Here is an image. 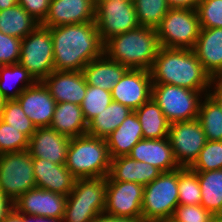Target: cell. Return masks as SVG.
<instances>
[{
	"label": "cell",
	"mask_w": 222,
	"mask_h": 222,
	"mask_svg": "<svg viewBox=\"0 0 222 222\" xmlns=\"http://www.w3.org/2000/svg\"><path fill=\"white\" fill-rule=\"evenodd\" d=\"M143 189L142 184L112 181L107 176L104 212L114 216L142 218Z\"/></svg>",
	"instance_id": "cell-12"
},
{
	"label": "cell",
	"mask_w": 222,
	"mask_h": 222,
	"mask_svg": "<svg viewBox=\"0 0 222 222\" xmlns=\"http://www.w3.org/2000/svg\"><path fill=\"white\" fill-rule=\"evenodd\" d=\"M34 188L37 185L28 150L0 154V190L14 202Z\"/></svg>",
	"instance_id": "cell-9"
},
{
	"label": "cell",
	"mask_w": 222,
	"mask_h": 222,
	"mask_svg": "<svg viewBox=\"0 0 222 222\" xmlns=\"http://www.w3.org/2000/svg\"><path fill=\"white\" fill-rule=\"evenodd\" d=\"M205 95L185 87L153 83L151 98L163 111L170 124L198 118L199 107Z\"/></svg>",
	"instance_id": "cell-6"
},
{
	"label": "cell",
	"mask_w": 222,
	"mask_h": 222,
	"mask_svg": "<svg viewBox=\"0 0 222 222\" xmlns=\"http://www.w3.org/2000/svg\"><path fill=\"white\" fill-rule=\"evenodd\" d=\"M50 1L51 0H17L18 4L40 24L46 19Z\"/></svg>",
	"instance_id": "cell-43"
},
{
	"label": "cell",
	"mask_w": 222,
	"mask_h": 222,
	"mask_svg": "<svg viewBox=\"0 0 222 222\" xmlns=\"http://www.w3.org/2000/svg\"><path fill=\"white\" fill-rule=\"evenodd\" d=\"M178 205V169L162 172L151 183L144 186L142 202L144 222L171 219Z\"/></svg>",
	"instance_id": "cell-5"
},
{
	"label": "cell",
	"mask_w": 222,
	"mask_h": 222,
	"mask_svg": "<svg viewBox=\"0 0 222 222\" xmlns=\"http://www.w3.org/2000/svg\"><path fill=\"white\" fill-rule=\"evenodd\" d=\"M178 199L180 205H199L201 189L197 172L189 167L178 168Z\"/></svg>",
	"instance_id": "cell-33"
},
{
	"label": "cell",
	"mask_w": 222,
	"mask_h": 222,
	"mask_svg": "<svg viewBox=\"0 0 222 222\" xmlns=\"http://www.w3.org/2000/svg\"><path fill=\"white\" fill-rule=\"evenodd\" d=\"M170 8L196 10L200 0H166Z\"/></svg>",
	"instance_id": "cell-45"
},
{
	"label": "cell",
	"mask_w": 222,
	"mask_h": 222,
	"mask_svg": "<svg viewBox=\"0 0 222 222\" xmlns=\"http://www.w3.org/2000/svg\"><path fill=\"white\" fill-rule=\"evenodd\" d=\"M50 127L69 138L87 134L88 124L80 105L62 102L56 103Z\"/></svg>",
	"instance_id": "cell-26"
},
{
	"label": "cell",
	"mask_w": 222,
	"mask_h": 222,
	"mask_svg": "<svg viewBox=\"0 0 222 222\" xmlns=\"http://www.w3.org/2000/svg\"><path fill=\"white\" fill-rule=\"evenodd\" d=\"M14 202H12L0 190V222L14 209Z\"/></svg>",
	"instance_id": "cell-46"
},
{
	"label": "cell",
	"mask_w": 222,
	"mask_h": 222,
	"mask_svg": "<svg viewBox=\"0 0 222 222\" xmlns=\"http://www.w3.org/2000/svg\"><path fill=\"white\" fill-rule=\"evenodd\" d=\"M39 25L19 4L0 11V31L6 35L23 39Z\"/></svg>",
	"instance_id": "cell-30"
},
{
	"label": "cell",
	"mask_w": 222,
	"mask_h": 222,
	"mask_svg": "<svg viewBox=\"0 0 222 222\" xmlns=\"http://www.w3.org/2000/svg\"><path fill=\"white\" fill-rule=\"evenodd\" d=\"M135 113L141 124L143 139L168 138L170 123L152 98Z\"/></svg>",
	"instance_id": "cell-28"
},
{
	"label": "cell",
	"mask_w": 222,
	"mask_h": 222,
	"mask_svg": "<svg viewBox=\"0 0 222 222\" xmlns=\"http://www.w3.org/2000/svg\"><path fill=\"white\" fill-rule=\"evenodd\" d=\"M168 139L180 167H190L207 141L198 119L170 124Z\"/></svg>",
	"instance_id": "cell-11"
},
{
	"label": "cell",
	"mask_w": 222,
	"mask_h": 222,
	"mask_svg": "<svg viewBox=\"0 0 222 222\" xmlns=\"http://www.w3.org/2000/svg\"><path fill=\"white\" fill-rule=\"evenodd\" d=\"M131 112L132 110L125 105L112 101L107 108L88 123L87 134L106 139Z\"/></svg>",
	"instance_id": "cell-29"
},
{
	"label": "cell",
	"mask_w": 222,
	"mask_h": 222,
	"mask_svg": "<svg viewBox=\"0 0 222 222\" xmlns=\"http://www.w3.org/2000/svg\"><path fill=\"white\" fill-rule=\"evenodd\" d=\"M197 119L206 140H222V110L208 94L201 100Z\"/></svg>",
	"instance_id": "cell-32"
},
{
	"label": "cell",
	"mask_w": 222,
	"mask_h": 222,
	"mask_svg": "<svg viewBox=\"0 0 222 222\" xmlns=\"http://www.w3.org/2000/svg\"><path fill=\"white\" fill-rule=\"evenodd\" d=\"M21 39L0 31V66L19 63Z\"/></svg>",
	"instance_id": "cell-41"
},
{
	"label": "cell",
	"mask_w": 222,
	"mask_h": 222,
	"mask_svg": "<svg viewBox=\"0 0 222 222\" xmlns=\"http://www.w3.org/2000/svg\"><path fill=\"white\" fill-rule=\"evenodd\" d=\"M128 70L126 66L111 60L106 54L90 61L82 70L87 85L111 91Z\"/></svg>",
	"instance_id": "cell-23"
},
{
	"label": "cell",
	"mask_w": 222,
	"mask_h": 222,
	"mask_svg": "<svg viewBox=\"0 0 222 222\" xmlns=\"http://www.w3.org/2000/svg\"><path fill=\"white\" fill-rule=\"evenodd\" d=\"M128 156L133 160L146 162L161 172H171L180 168L168 138L142 139L133 146Z\"/></svg>",
	"instance_id": "cell-20"
},
{
	"label": "cell",
	"mask_w": 222,
	"mask_h": 222,
	"mask_svg": "<svg viewBox=\"0 0 222 222\" xmlns=\"http://www.w3.org/2000/svg\"><path fill=\"white\" fill-rule=\"evenodd\" d=\"M201 189L200 205L213 215L222 212V169L197 172Z\"/></svg>",
	"instance_id": "cell-31"
},
{
	"label": "cell",
	"mask_w": 222,
	"mask_h": 222,
	"mask_svg": "<svg viewBox=\"0 0 222 222\" xmlns=\"http://www.w3.org/2000/svg\"><path fill=\"white\" fill-rule=\"evenodd\" d=\"M91 222H144L142 218L114 216L105 212L99 213Z\"/></svg>",
	"instance_id": "cell-44"
},
{
	"label": "cell",
	"mask_w": 222,
	"mask_h": 222,
	"mask_svg": "<svg viewBox=\"0 0 222 222\" xmlns=\"http://www.w3.org/2000/svg\"><path fill=\"white\" fill-rule=\"evenodd\" d=\"M36 82L28 70L19 63L0 66V96L4 101L16 100L27 87Z\"/></svg>",
	"instance_id": "cell-27"
},
{
	"label": "cell",
	"mask_w": 222,
	"mask_h": 222,
	"mask_svg": "<svg viewBox=\"0 0 222 222\" xmlns=\"http://www.w3.org/2000/svg\"><path fill=\"white\" fill-rule=\"evenodd\" d=\"M24 222H63L62 219L24 214Z\"/></svg>",
	"instance_id": "cell-48"
},
{
	"label": "cell",
	"mask_w": 222,
	"mask_h": 222,
	"mask_svg": "<svg viewBox=\"0 0 222 222\" xmlns=\"http://www.w3.org/2000/svg\"><path fill=\"white\" fill-rule=\"evenodd\" d=\"M152 83L170 84L208 94L211 76L193 49L160 47L150 69Z\"/></svg>",
	"instance_id": "cell-2"
},
{
	"label": "cell",
	"mask_w": 222,
	"mask_h": 222,
	"mask_svg": "<svg viewBox=\"0 0 222 222\" xmlns=\"http://www.w3.org/2000/svg\"><path fill=\"white\" fill-rule=\"evenodd\" d=\"M3 102H4V100H3L2 97L0 96V112H1V108H2Z\"/></svg>",
	"instance_id": "cell-54"
},
{
	"label": "cell",
	"mask_w": 222,
	"mask_h": 222,
	"mask_svg": "<svg viewBox=\"0 0 222 222\" xmlns=\"http://www.w3.org/2000/svg\"><path fill=\"white\" fill-rule=\"evenodd\" d=\"M107 177L78 178L68 198L75 204L92 206L99 213L106 204Z\"/></svg>",
	"instance_id": "cell-25"
},
{
	"label": "cell",
	"mask_w": 222,
	"mask_h": 222,
	"mask_svg": "<svg viewBox=\"0 0 222 222\" xmlns=\"http://www.w3.org/2000/svg\"><path fill=\"white\" fill-rule=\"evenodd\" d=\"M159 222H174V221L171 219H164V220H159Z\"/></svg>",
	"instance_id": "cell-53"
},
{
	"label": "cell",
	"mask_w": 222,
	"mask_h": 222,
	"mask_svg": "<svg viewBox=\"0 0 222 222\" xmlns=\"http://www.w3.org/2000/svg\"><path fill=\"white\" fill-rule=\"evenodd\" d=\"M99 212L92 206L78 205L68 197L66 200L63 222H91Z\"/></svg>",
	"instance_id": "cell-42"
},
{
	"label": "cell",
	"mask_w": 222,
	"mask_h": 222,
	"mask_svg": "<svg viewBox=\"0 0 222 222\" xmlns=\"http://www.w3.org/2000/svg\"><path fill=\"white\" fill-rule=\"evenodd\" d=\"M208 92H222V70L211 77V84Z\"/></svg>",
	"instance_id": "cell-47"
},
{
	"label": "cell",
	"mask_w": 222,
	"mask_h": 222,
	"mask_svg": "<svg viewBox=\"0 0 222 222\" xmlns=\"http://www.w3.org/2000/svg\"><path fill=\"white\" fill-rule=\"evenodd\" d=\"M32 162L37 188L68 197L76 178L65 165L54 164L38 157H32Z\"/></svg>",
	"instance_id": "cell-19"
},
{
	"label": "cell",
	"mask_w": 222,
	"mask_h": 222,
	"mask_svg": "<svg viewBox=\"0 0 222 222\" xmlns=\"http://www.w3.org/2000/svg\"><path fill=\"white\" fill-rule=\"evenodd\" d=\"M196 10L170 8L156 27L160 47L193 49L200 34Z\"/></svg>",
	"instance_id": "cell-7"
},
{
	"label": "cell",
	"mask_w": 222,
	"mask_h": 222,
	"mask_svg": "<svg viewBox=\"0 0 222 222\" xmlns=\"http://www.w3.org/2000/svg\"><path fill=\"white\" fill-rule=\"evenodd\" d=\"M54 51L50 29L41 24L21 39L19 64L36 81H43L54 71Z\"/></svg>",
	"instance_id": "cell-8"
},
{
	"label": "cell",
	"mask_w": 222,
	"mask_h": 222,
	"mask_svg": "<svg viewBox=\"0 0 222 222\" xmlns=\"http://www.w3.org/2000/svg\"><path fill=\"white\" fill-rule=\"evenodd\" d=\"M208 95L218 104L222 110V92H208Z\"/></svg>",
	"instance_id": "cell-51"
},
{
	"label": "cell",
	"mask_w": 222,
	"mask_h": 222,
	"mask_svg": "<svg viewBox=\"0 0 222 222\" xmlns=\"http://www.w3.org/2000/svg\"><path fill=\"white\" fill-rule=\"evenodd\" d=\"M18 4L17 0H0V11L11 8Z\"/></svg>",
	"instance_id": "cell-50"
},
{
	"label": "cell",
	"mask_w": 222,
	"mask_h": 222,
	"mask_svg": "<svg viewBox=\"0 0 222 222\" xmlns=\"http://www.w3.org/2000/svg\"><path fill=\"white\" fill-rule=\"evenodd\" d=\"M213 214L199 205H178L171 217L174 222H212Z\"/></svg>",
	"instance_id": "cell-40"
},
{
	"label": "cell",
	"mask_w": 222,
	"mask_h": 222,
	"mask_svg": "<svg viewBox=\"0 0 222 222\" xmlns=\"http://www.w3.org/2000/svg\"><path fill=\"white\" fill-rule=\"evenodd\" d=\"M162 172L156 167L127 156H118L111 159L108 177L112 181L135 182L143 186L151 183Z\"/></svg>",
	"instance_id": "cell-22"
},
{
	"label": "cell",
	"mask_w": 222,
	"mask_h": 222,
	"mask_svg": "<svg viewBox=\"0 0 222 222\" xmlns=\"http://www.w3.org/2000/svg\"><path fill=\"white\" fill-rule=\"evenodd\" d=\"M69 137L49 127H39L29 139L28 152L32 157L43 158L54 164L65 165Z\"/></svg>",
	"instance_id": "cell-17"
},
{
	"label": "cell",
	"mask_w": 222,
	"mask_h": 222,
	"mask_svg": "<svg viewBox=\"0 0 222 222\" xmlns=\"http://www.w3.org/2000/svg\"><path fill=\"white\" fill-rule=\"evenodd\" d=\"M96 0H51L44 27L95 22Z\"/></svg>",
	"instance_id": "cell-16"
},
{
	"label": "cell",
	"mask_w": 222,
	"mask_h": 222,
	"mask_svg": "<svg viewBox=\"0 0 222 222\" xmlns=\"http://www.w3.org/2000/svg\"><path fill=\"white\" fill-rule=\"evenodd\" d=\"M212 222H222V212L213 216Z\"/></svg>",
	"instance_id": "cell-52"
},
{
	"label": "cell",
	"mask_w": 222,
	"mask_h": 222,
	"mask_svg": "<svg viewBox=\"0 0 222 222\" xmlns=\"http://www.w3.org/2000/svg\"><path fill=\"white\" fill-rule=\"evenodd\" d=\"M140 26L156 28L170 7L166 0H133Z\"/></svg>",
	"instance_id": "cell-34"
},
{
	"label": "cell",
	"mask_w": 222,
	"mask_h": 222,
	"mask_svg": "<svg viewBox=\"0 0 222 222\" xmlns=\"http://www.w3.org/2000/svg\"><path fill=\"white\" fill-rule=\"evenodd\" d=\"M16 100L36 128L51 125L56 101L42 81L27 87Z\"/></svg>",
	"instance_id": "cell-15"
},
{
	"label": "cell",
	"mask_w": 222,
	"mask_h": 222,
	"mask_svg": "<svg viewBox=\"0 0 222 222\" xmlns=\"http://www.w3.org/2000/svg\"><path fill=\"white\" fill-rule=\"evenodd\" d=\"M193 51L211 77L221 71L222 28H201Z\"/></svg>",
	"instance_id": "cell-21"
},
{
	"label": "cell",
	"mask_w": 222,
	"mask_h": 222,
	"mask_svg": "<svg viewBox=\"0 0 222 222\" xmlns=\"http://www.w3.org/2000/svg\"><path fill=\"white\" fill-rule=\"evenodd\" d=\"M56 103L81 105L87 83L82 71H53L43 81Z\"/></svg>",
	"instance_id": "cell-18"
},
{
	"label": "cell",
	"mask_w": 222,
	"mask_h": 222,
	"mask_svg": "<svg viewBox=\"0 0 222 222\" xmlns=\"http://www.w3.org/2000/svg\"><path fill=\"white\" fill-rule=\"evenodd\" d=\"M160 48L156 28L140 26L104 43V54L128 69L150 71Z\"/></svg>",
	"instance_id": "cell-3"
},
{
	"label": "cell",
	"mask_w": 222,
	"mask_h": 222,
	"mask_svg": "<svg viewBox=\"0 0 222 222\" xmlns=\"http://www.w3.org/2000/svg\"><path fill=\"white\" fill-rule=\"evenodd\" d=\"M54 51V71H82L104 53L95 22L47 27Z\"/></svg>",
	"instance_id": "cell-1"
},
{
	"label": "cell",
	"mask_w": 222,
	"mask_h": 222,
	"mask_svg": "<svg viewBox=\"0 0 222 222\" xmlns=\"http://www.w3.org/2000/svg\"><path fill=\"white\" fill-rule=\"evenodd\" d=\"M1 222H24V214L13 209Z\"/></svg>",
	"instance_id": "cell-49"
},
{
	"label": "cell",
	"mask_w": 222,
	"mask_h": 222,
	"mask_svg": "<svg viewBox=\"0 0 222 222\" xmlns=\"http://www.w3.org/2000/svg\"><path fill=\"white\" fill-rule=\"evenodd\" d=\"M0 119L25 134L29 139L37 129L17 100H5L3 102Z\"/></svg>",
	"instance_id": "cell-35"
},
{
	"label": "cell",
	"mask_w": 222,
	"mask_h": 222,
	"mask_svg": "<svg viewBox=\"0 0 222 222\" xmlns=\"http://www.w3.org/2000/svg\"><path fill=\"white\" fill-rule=\"evenodd\" d=\"M111 157L104 138L88 134L70 139L65 166L78 178L107 177Z\"/></svg>",
	"instance_id": "cell-4"
},
{
	"label": "cell",
	"mask_w": 222,
	"mask_h": 222,
	"mask_svg": "<svg viewBox=\"0 0 222 222\" xmlns=\"http://www.w3.org/2000/svg\"><path fill=\"white\" fill-rule=\"evenodd\" d=\"M95 23L103 43L140 27L133 0H96Z\"/></svg>",
	"instance_id": "cell-10"
},
{
	"label": "cell",
	"mask_w": 222,
	"mask_h": 222,
	"mask_svg": "<svg viewBox=\"0 0 222 222\" xmlns=\"http://www.w3.org/2000/svg\"><path fill=\"white\" fill-rule=\"evenodd\" d=\"M189 168L194 172L222 169V140H207Z\"/></svg>",
	"instance_id": "cell-37"
},
{
	"label": "cell",
	"mask_w": 222,
	"mask_h": 222,
	"mask_svg": "<svg viewBox=\"0 0 222 222\" xmlns=\"http://www.w3.org/2000/svg\"><path fill=\"white\" fill-rule=\"evenodd\" d=\"M152 84L150 71L128 69L113 86L112 99L135 111L151 99Z\"/></svg>",
	"instance_id": "cell-13"
},
{
	"label": "cell",
	"mask_w": 222,
	"mask_h": 222,
	"mask_svg": "<svg viewBox=\"0 0 222 222\" xmlns=\"http://www.w3.org/2000/svg\"><path fill=\"white\" fill-rule=\"evenodd\" d=\"M67 196L40 188L30 189L14 201L19 214L63 219Z\"/></svg>",
	"instance_id": "cell-14"
},
{
	"label": "cell",
	"mask_w": 222,
	"mask_h": 222,
	"mask_svg": "<svg viewBox=\"0 0 222 222\" xmlns=\"http://www.w3.org/2000/svg\"><path fill=\"white\" fill-rule=\"evenodd\" d=\"M196 12L201 28H222V0H200Z\"/></svg>",
	"instance_id": "cell-39"
},
{
	"label": "cell",
	"mask_w": 222,
	"mask_h": 222,
	"mask_svg": "<svg viewBox=\"0 0 222 222\" xmlns=\"http://www.w3.org/2000/svg\"><path fill=\"white\" fill-rule=\"evenodd\" d=\"M142 139L141 124L135 111H132L105 140L112 159L118 156H127L133 146Z\"/></svg>",
	"instance_id": "cell-24"
},
{
	"label": "cell",
	"mask_w": 222,
	"mask_h": 222,
	"mask_svg": "<svg viewBox=\"0 0 222 222\" xmlns=\"http://www.w3.org/2000/svg\"><path fill=\"white\" fill-rule=\"evenodd\" d=\"M113 101L111 91L87 85L85 97L80 105L87 124Z\"/></svg>",
	"instance_id": "cell-36"
},
{
	"label": "cell",
	"mask_w": 222,
	"mask_h": 222,
	"mask_svg": "<svg viewBox=\"0 0 222 222\" xmlns=\"http://www.w3.org/2000/svg\"><path fill=\"white\" fill-rule=\"evenodd\" d=\"M29 138L0 119V154L28 149Z\"/></svg>",
	"instance_id": "cell-38"
}]
</instances>
